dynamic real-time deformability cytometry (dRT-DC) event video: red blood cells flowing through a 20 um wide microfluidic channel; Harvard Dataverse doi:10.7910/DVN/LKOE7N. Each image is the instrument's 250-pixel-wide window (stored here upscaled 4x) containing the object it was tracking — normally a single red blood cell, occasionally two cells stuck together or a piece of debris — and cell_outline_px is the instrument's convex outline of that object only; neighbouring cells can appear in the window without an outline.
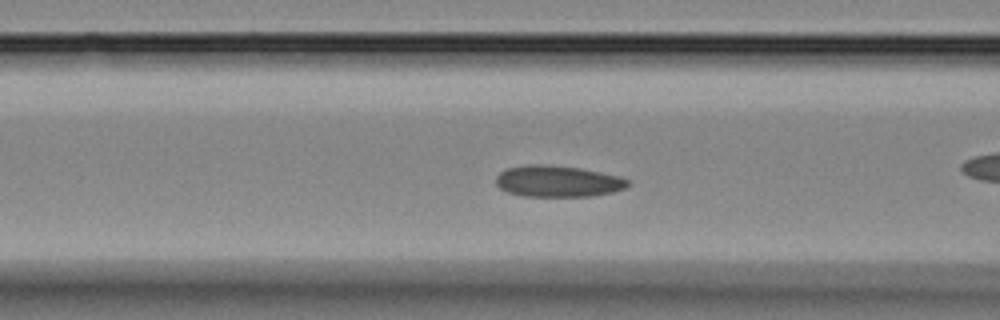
{"species": "Egyptian fruit bat (a non-hibernating species)", "species_latin": "Rousettus aegyptiacus", "temperature_condition": "room temperature", "stored_images_in_passage": 27, "camera_frame_rate_fps": 3000, "um_per_image_px": 0.085, "animal": {"sex": "female"}, "frame": {"image": 1, "passage_image": 5, "time_ms": 1.333, "image_size_px": [1000, 320], "cell_outline_px": [[632, 184], [624, 188], [612, 192], [592, 196], [524, 196], [508, 192], [500, 188], [496, 184], [496, 176], [504, 168], [524, 164], [548, 164], [580, 168], [620, 176], [632, 180]], "centroid_in_image_um": [47.42, 15.39], "position_along_channel_um": 119.2, "area_um2": 24.45}}
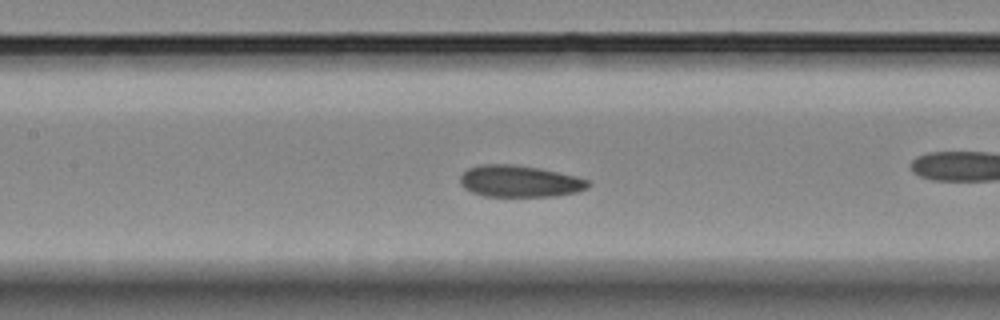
{"frame": {"image": 2, "passage_image": 8, "time_ms": 2.333, "image_size_px": [1000, 320], "cell_outline_px": [[592, 184], [588, 188], [576, 192], [556, 196], [484, 196], [472, 192], [464, 188], [460, 184], [460, 176], [468, 168], [480, 164], [512, 164], [540, 168], [576, 176], [588, 180]], "centroid_in_image_um": [44.17, 15.4], "position_along_channel_um": 163.2, "area_um2": 23.76}}
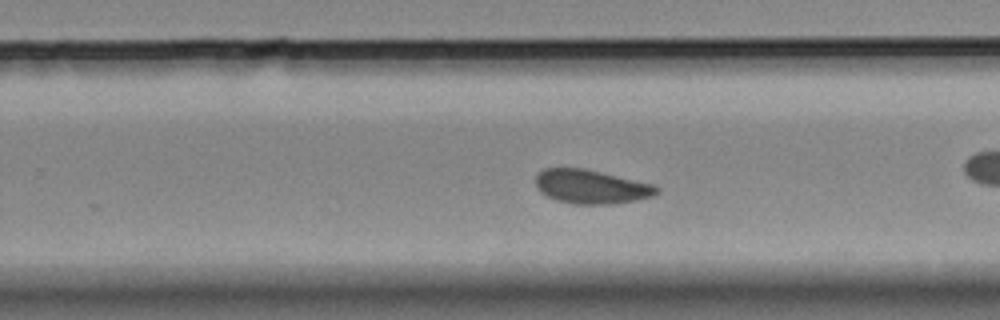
{"frame": {"image": 3, "passage_image": 16, "time_ms": 5.0, "image_size_px": [1000, 320], "cell_outline_px": [[660, 192], [652, 196], [636, 200], [612, 204], [576, 204], [556, 200], [540, 192], [536, 188], [536, 176], [544, 168], [584, 168], [656, 184], [660, 188]], "centroid_in_image_um": [50.29, 15.86], "position_along_channel_um": 279.5, "area_um2": 24.1}}